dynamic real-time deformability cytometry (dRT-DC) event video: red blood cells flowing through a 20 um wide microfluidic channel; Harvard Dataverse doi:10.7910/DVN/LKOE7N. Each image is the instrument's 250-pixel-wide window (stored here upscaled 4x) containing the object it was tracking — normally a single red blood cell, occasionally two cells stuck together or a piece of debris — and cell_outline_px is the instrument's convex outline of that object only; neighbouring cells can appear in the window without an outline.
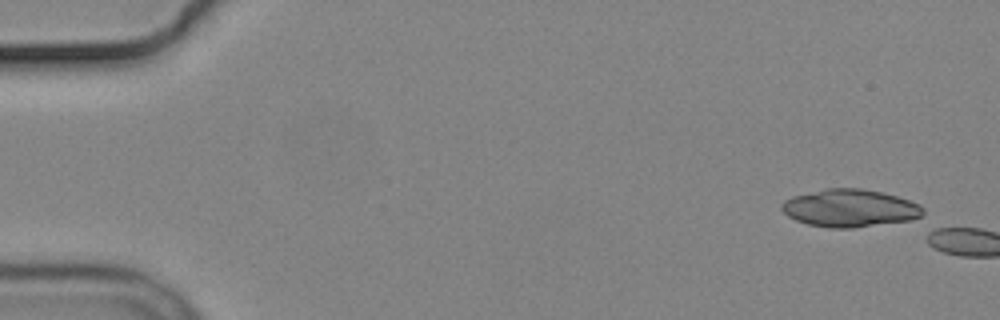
{"species": "common noctule bat (a hibernating species)", "species_latin": "Nyctalus noctula", "temperature_condition": "cold", "stored_images_in_passage": 1, "camera_frame_rate_fps": 3000, "um_per_image_px": 0.085, "animal": {"sex": "male", "body_mass_g": 19.2, "forearm_length_mm": 51.8}, "frame": {"image": 1, "passage_image": 1, "time_ms": 0.0, "image_size_px": [1000, 320], "cell_outline_px": [[924, 212], [920, 216], [912, 220], [852, 228], [828, 228], [808, 224], [796, 220], [788, 216], [780, 208], [780, 204], [784, 200], [792, 196], [828, 188], [860, 188], [880, 192], [896, 196], [920, 204], [924, 208]], "centroid_in_image_um": [72.22, 17.7], "position_along_channel_um": 12.8, "area_um2": 30.98}}